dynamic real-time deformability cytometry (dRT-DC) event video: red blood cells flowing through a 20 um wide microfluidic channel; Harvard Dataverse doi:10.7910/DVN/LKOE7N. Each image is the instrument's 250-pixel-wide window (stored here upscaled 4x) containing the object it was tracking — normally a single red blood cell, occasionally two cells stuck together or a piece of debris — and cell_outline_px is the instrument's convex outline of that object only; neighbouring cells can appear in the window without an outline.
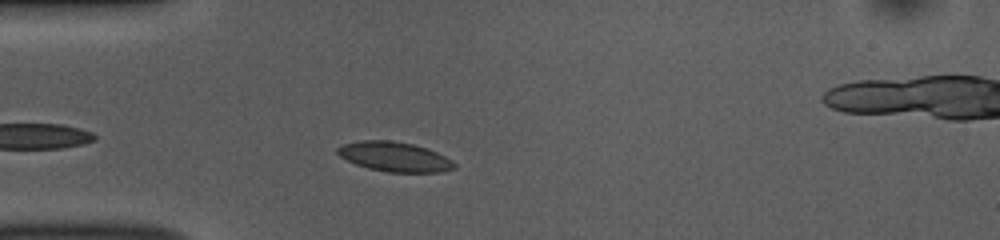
{"species": "common noctule bat (a hibernating species)", "species_latin": "Nyctalus noctula", "temperature_condition": "room temperature", "stored_images_in_passage": 37, "camera_frame_rate_fps": 3000, "um_per_image_px": 0.085, "animal": {"sex": "female", "body_mass_g": 10.0, "forearm_length_mm": 53.1}, "frame": {"image": 1, "passage_image": 5, "time_ms": 1.333, "image_size_px": [1000, 240], "cell_outline_px": [[456, 168], [440, 172], [388, 172], [368, 168], [356, 164], [340, 156], [336, 152], [336, 148], [344, 144], [360, 140], [392, 140], [412, 144], [428, 148], [452, 160], [456, 164]], "centroid_in_image_um": [33.54, 13.32], "position_along_channel_um": 51.5, "area_um2": 20.17}}
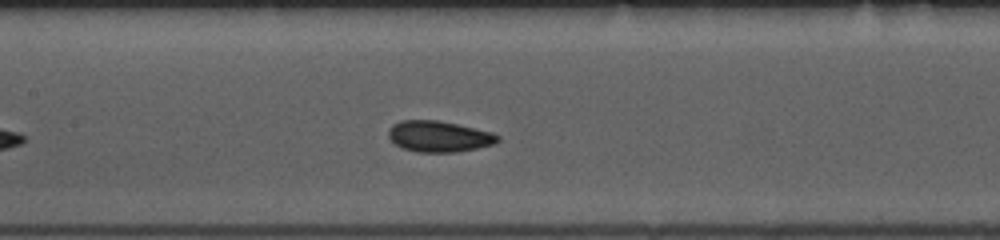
{"frame": {"image": 2, "passage_image": 15, "time_ms": 4.667, "image_size_px": [1000, 240], "cell_outline_px": [[500, 140], [496, 144], [456, 152], [416, 152], [404, 148], [396, 144], [388, 136], [388, 132], [392, 124], [400, 120], [436, 120], [456, 124], [492, 132], [500, 136]], "centroid_in_image_um": [37.32, 11.59], "position_along_channel_um": 170.1, "area_um2": 19.71}}
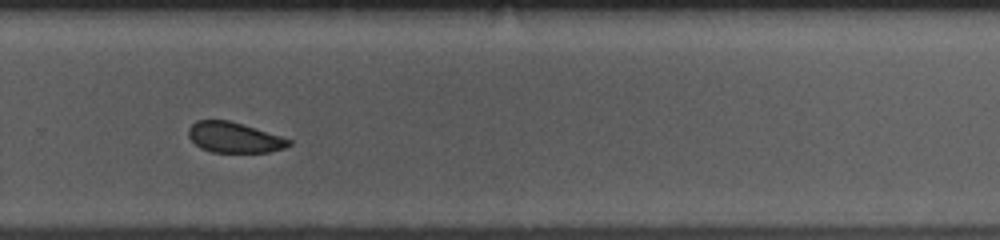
{"frame": {"image": 3, "passage_image": 26, "time_ms": 8.333, "image_size_px": [1000, 240], "cell_outline_px": [[292, 144], [284, 148], [268, 152], [212, 152], [200, 148], [188, 136], [188, 128], [196, 120], [228, 120], [280, 136], [292, 140]], "centroid_in_image_um": [19.88, 11.69], "position_along_channel_um": 309.9, "area_um2": 17.63}, "authors_computed_cell_mechanics": {"area_um2": 19.1318, "velocity_mm_per_s": 3.8281, "shape_relaxation_time_tau1_ms": 1.3185, "shape_relaxation_time_tau2_ms": null, "deformation_change_tau1": 0.0487, "deformation_change_tau2": null}}